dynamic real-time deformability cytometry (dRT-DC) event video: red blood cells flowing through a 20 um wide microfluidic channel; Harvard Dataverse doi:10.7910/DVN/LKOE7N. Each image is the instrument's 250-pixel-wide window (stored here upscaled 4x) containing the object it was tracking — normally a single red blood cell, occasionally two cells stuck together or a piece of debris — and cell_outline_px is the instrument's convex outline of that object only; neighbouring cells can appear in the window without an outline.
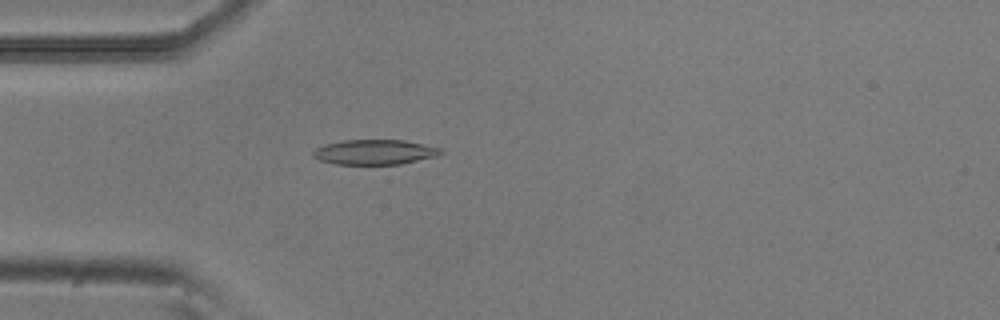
{"species": "common noctule bat (a hibernating species)", "species_latin": "Nyctalus noctula", "temperature_condition": "room temperature", "stored_images_in_passage": 1, "camera_frame_rate_fps": 3000, "um_per_image_px": 0.085, "animal": {"sex": "male", "body_mass_g": 20.5, "forearm_length_mm": 52.5}, "frame": {"image": 1, "passage_image": 1, "time_ms": 0.0, "image_size_px": [1000, 320], "cell_outline_px": [[444, 152], [436, 156], [400, 164], [336, 164], [320, 160], [312, 156], [312, 152], [316, 148], [324, 144], [344, 140], [404, 140], [440, 148]], "centroid_in_image_um": [31.82, 12.92], "position_along_channel_um": 53.2, "area_um2": 18.44}}